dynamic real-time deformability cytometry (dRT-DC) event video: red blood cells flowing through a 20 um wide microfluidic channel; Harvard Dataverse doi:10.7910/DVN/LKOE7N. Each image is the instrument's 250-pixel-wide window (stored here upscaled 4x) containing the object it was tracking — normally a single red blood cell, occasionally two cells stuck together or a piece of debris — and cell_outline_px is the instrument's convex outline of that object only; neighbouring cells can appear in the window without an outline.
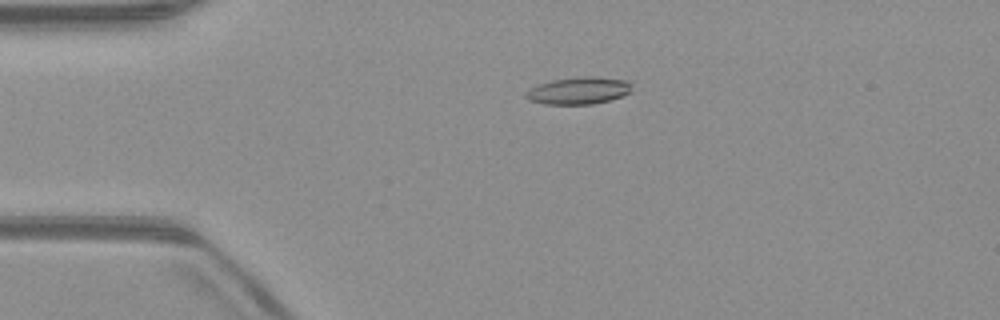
{"species": "common noctule bat (a hibernating species)", "species_latin": "Nyctalus noctula", "temperature_condition": "warm", "stored_images_in_passage": 27, "camera_frame_rate_fps": 3000, "um_per_image_px": 0.085, "animal": {"sex": "male", "body_mass_g": 23.1, "forearm_length_mm": 52.7}, "frame": {"image": 1, "passage_image": 12, "time_ms": 3.667, "image_size_px": [1000, 320], "cell_outline_px": [[632, 92], [624, 96], [592, 104], [544, 104], [528, 100], [524, 96], [524, 92], [540, 84], [552, 80], [580, 76], [592, 76], [628, 80]], "centroid_in_image_um": [49.19, 7.7], "position_along_channel_um": 35.8, "area_um2": 16.82}}
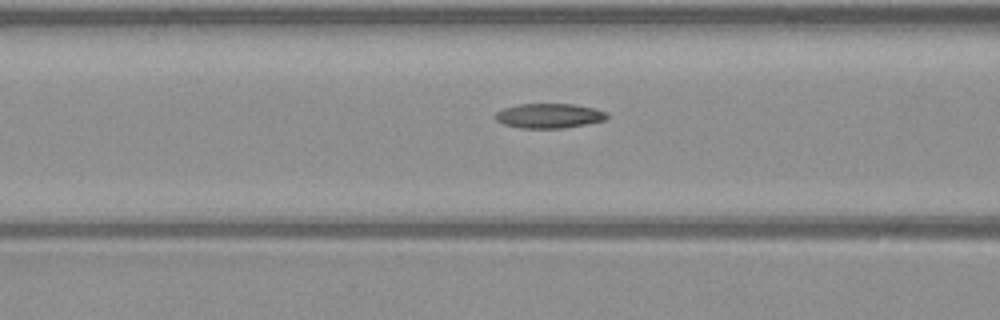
{"frame": {"image": 2, "passage_image": 21, "time_ms": 6.667, "image_size_px": [1000, 320], "cell_outline_px": [[608, 116], [604, 120], [564, 128], [520, 128], [504, 124], [496, 120], [492, 116], [496, 112], [504, 108], [520, 104], [572, 104], [596, 108], [608, 112]], "centroid_in_image_um": [46.66, 9.84], "position_along_channel_um": 119.9, "area_um2": 16.07}}
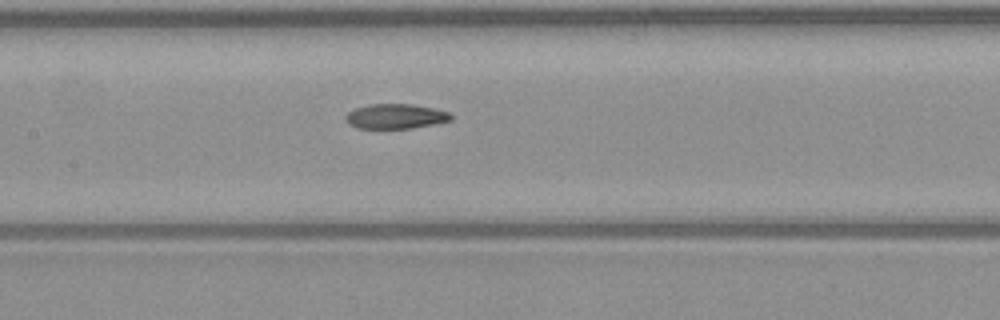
{"frame": {"image": 3, "passage_image": 25, "time_ms": 8.0, "image_size_px": [1000, 320], "cell_outline_px": [[452, 120], [412, 128], [356, 128], [348, 124], [344, 116], [348, 112], [356, 108], [368, 104], [412, 104], [432, 108], [448, 112], [452, 116]], "centroid_in_image_um": [33.58, 9.88], "position_along_channel_um": 173.8, "area_um2": 15.14}}